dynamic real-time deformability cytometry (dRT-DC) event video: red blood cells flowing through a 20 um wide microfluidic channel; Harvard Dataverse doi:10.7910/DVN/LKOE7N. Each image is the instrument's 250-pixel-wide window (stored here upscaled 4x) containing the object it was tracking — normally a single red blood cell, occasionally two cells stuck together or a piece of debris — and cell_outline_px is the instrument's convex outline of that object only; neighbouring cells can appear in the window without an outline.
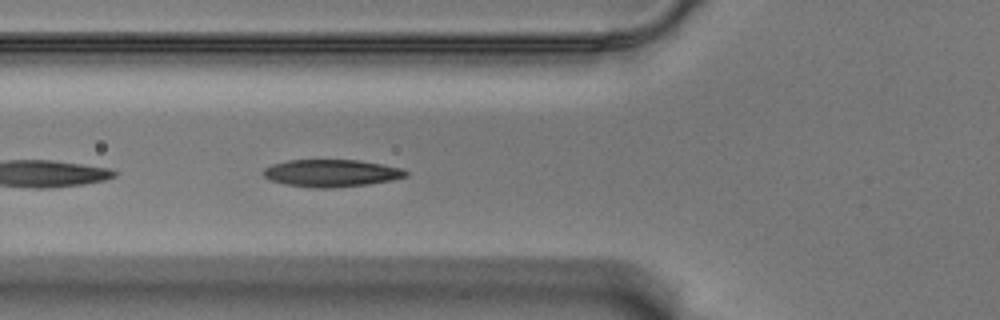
{"species": "Egyptian fruit bat (a non-hibernating species)", "species_latin": "Rousettus aegyptiacus", "temperature_condition": "warm", "stored_images_in_passage": 20, "camera_frame_rate_fps": 3000, "um_per_image_px": 0.085, "animal": {"sex": "male"}, "frame": {"image": 1, "passage_image": 4, "time_ms": 1.0, "image_size_px": [1000, 320], "cell_outline_px": [[408, 176], [392, 180], [368, 184], [332, 188], [316, 188], [284, 184], [272, 180], [264, 176], [264, 168], [272, 164], [288, 160], [360, 160], [400, 168], [408, 172]], "centroid_in_image_um": [28.17, 14.71], "position_along_channel_um": 97.6, "area_um2": 22.54}}